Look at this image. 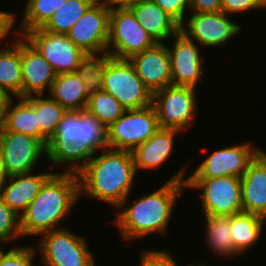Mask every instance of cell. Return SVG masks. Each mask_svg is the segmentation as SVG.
<instances>
[{
    "label": "cell",
    "instance_id": "cell-29",
    "mask_svg": "<svg viewBox=\"0 0 266 266\" xmlns=\"http://www.w3.org/2000/svg\"><path fill=\"white\" fill-rule=\"evenodd\" d=\"M65 1L67 0H26L24 14L17 24L19 27L12 24V32L23 36L28 31L41 28Z\"/></svg>",
    "mask_w": 266,
    "mask_h": 266
},
{
    "label": "cell",
    "instance_id": "cell-4",
    "mask_svg": "<svg viewBox=\"0 0 266 266\" xmlns=\"http://www.w3.org/2000/svg\"><path fill=\"white\" fill-rule=\"evenodd\" d=\"M38 238L35 248L44 266H97L89 240L68 227L45 232Z\"/></svg>",
    "mask_w": 266,
    "mask_h": 266
},
{
    "label": "cell",
    "instance_id": "cell-35",
    "mask_svg": "<svg viewBox=\"0 0 266 266\" xmlns=\"http://www.w3.org/2000/svg\"><path fill=\"white\" fill-rule=\"evenodd\" d=\"M9 250H4L0 256V266H34L38 253L32 244L17 246L12 244Z\"/></svg>",
    "mask_w": 266,
    "mask_h": 266
},
{
    "label": "cell",
    "instance_id": "cell-24",
    "mask_svg": "<svg viewBox=\"0 0 266 266\" xmlns=\"http://www.w3.org/2000/svg\"><path fill=\"white\" fill-rule=\"evenodd\" d=\"M11 35L0 43V89L10 97L22 98L21 35Z\"/></svg>",
    "mask_w": 266,
    "mask_h": 266
},
{
    "label": "cell",
    "instance_id": "cell-14",
    "mask_svg": "<svg viewBox=\"0 0 266 266\" xmlns=\"http://www.w3.org/2000/svg\"><path fill=\"white\" fill-rule=\"evenodd\" d=\"M23 36L47 60L57 75L75 72L85 54L65 34L36 28Z\"/></svg>",
    "mask_w": 266,
    "mask_h": 266
},
{
    "label": "cell",
    "instance_id": "cell-46",
    "mask_svg": "<svg viewBox=\"0 0 266 266\" xmlns=\"http://www.w3.org/2000/svg\"><path fill=\"white\" fill-rule=\"evenodd\" d=\"M5 244H6V243H3V242L0 241V256H1V254H2V253L4 252V250H5L4 247H2L3 245L5 246Z\"/></svg>",
    "mask_w": 266,
    "mask_h": 266
},
{
    "label": "cell",
    "instance_id": "cell-21",
    "mask_svg": "<svg viewBox=\"0 0 266 266\" xmlns=\"http://www.w3.org/2000/svg\"><path fill=\"white\" fill-rule=\"evenodd\" d=\"M243 212L266 219V150L249 164L241 177Z\"/></svg>",
    "mask_w": 266,
    "mask_h": 266
},
{
    "label": "cell",
    "instance_id": "cell-31",
    "mask_svg": "<svg viewBox=\"0 0 266 266\" xmlns=\"http://www.w3.org/2000/svg\"><path fill=\"white\" fill-rule=\"evenodd\" d=\"M96 0H67L41 27L51 33L67 34Z\"/></svg>",
    "mask_w": 266,
    "mask_h": 266
},
{
    "label": "cell",
    "instance_id": "cell-3",
    "mask_svg": "<svg viewBox=\"0 0 266 266\" xmlns=\"http://www.w3.org/2000/svg\"><path fill=\"white\" fill-rule=\"evenodd\" d=\"M79 200V179L75 168L63 167L62 171L53 172L20 216L22 238H37L45 232L66 227L62 222L70 218Z\"/></svg>",
    "mask_w": 266,
    "mask_h": 266
},
{
    "label": "cell",
    "instance_id": "cell-11",
    "mask_svg": "<svg viewBox=\"0 0 266 266\" xmlns=\"http://www.w3.org/2000/svg\"><path fill=\"white\" fill-rule=\"evenodd\" d=\"M264 148L248 141L213 150L186 178L242 177L249 164ZM190 174V175H189Z\"/></svg>",
    "mask_w": 266,
    "mask_h": 266
},
{
    "label": "cell",
    "instance_id": "cell-42",
    "mask_svg": "<svg viewBox=\"0 0 266 266\" xmlns=\"http://www.w3.org/2000/svg\"><path fill=\"white\" fill-rule=\"evenodd\" d=\"M6 169L4 165L3 148L0 141V183L7 178Z\"/></svg>",
    "mask_w": 266,
    "mask_h": 266
},
{
    "label": "cell",
    "instance_id": "cell-10",
    "mask_svg": "<svg viewBox=\"0 0 266 266\" xmlns=\"http://www.w3.org/2000/svg\"><path fill=\"white\" fill-rule=\"evenodd\" d=\"M188 14L180 25V31L200 44L201 52L202 48L225 46L243 30L240 22H235V18L223 11L189 12Z\"/></svg>",
    "mask_w": 266,
    "mask_h": 266
},
{
    "label": "cell",
    "instance_id": "cell-6",
    "mask_svg": "<svg viewBox=\"0 0 266 266\" xmlns=\"http://www.w3.org/2000/svg\"><path fill=\"white\" fill-rule=\"evenodd\" d=\"M186 189L199 190L202 214L232 216L243 212L241 178H186Z\"/></svg>",
    "mask_w": 266,
    "mask_h": 266
},
{
    "label": "cell",
    "instance_id": "cell-33",
    "mask_svg": "<svg viewBox=\"0 0 266 266\" xmlns=\"http://www.w3.org/2000/svg\"><path fill=\"white\" fill-rule=\"evenodd\" d=\"M125 110L114 96L104 90L90 93L86 107V111L94 115L106 127L115 122Z\"/></svg>",
    "mask_w": 266,
    "mask_h": 266
},
{
    "label": "cell",
    "instance_id": "cell-8",
    "mask_svg": "<svg viewBox=\"0 0 266 266\" xmlns=\"http://www.w3.org/2000/svg\"><path fill=\"white\" fill-rule=\"evenodd\" d=\"M155 43L130 9H110L107 51L112 57L129 59Z\"/></svg>",
    "mask_w": 266,
    "mask_h": 266
},
{
    "label": "cell",
    "instance_id": "cell-22",
    "mask_svg": "<svg viewBox=\"0 0 266 266\" xmlns=\"http://www.w3.org/2000/svg\"><path fill=\"white\" fill-rule=\"evenodd\" d=\"M129 9L156 43L169 42L170 38L180 31V24L152 0Z\"/></svg>",
    "mask_w": 266,
    "mask_h": 266
},
{
    "label": "cell",
    "instance_id": "cell-32",
    "mask_svg": "<svg viewBox=\"0 0 266 266\" xmlns=\"http://www.w3.org/2000/svg\"><path fill=\"white\" fill-rule=\"evenodd\" d=\"M111 58L112 56L107 50L82 56L75 72L89 93L102 90L107 63Z\"/></svg>",
    "mask_w": 266,
    "mask_h": 266
},
{
    "label": "cell",
    "instance_id": "cell-27",
    "mask_svg": "<svg viewBox=\"0 0 266 266\" xmlns=\"http://www.w3.org/2000/svg\"><path fill=\"white\" fill-rule=\"evenodd\" d=\"M48 95L67 111H82L86 110L90 93L77 73L72 72L58 74Z\"/></svg>",
    "mask_w": 266,
    "mask_h": 266
},
{
    "label": "cell",
    "instance_id": "cell-19",
    "mask_svg": "<svg viewBox=\"0 0 266 266\" xmlns=\"http://www.w3.org/2000/svg\"><path fill=\"white\" fill-rule=\"evenodd\" d=\"M8 176L0 183V194L4 202L18 215L21 216L29 204L38 195L45 180L52 171H40Z\"/></svg>",
    "mask_w": 266,
    "mask_h": 266
},
{
    "label": "cell",
    "instance_id": "cell-7",
    "mask_svg": "<svg viewBox=\"0 0 266 266\" xmlns=\"http://www.w3.org/2000/svg\"><path fill=\"white\" fill-rule=\"evenodd\" d=\"M102 90L114 96L126 110L152 105L153 94L142 82L129 59L112 57L108 61Z\"/></svg>",
    "mask_w": 266,
    "mask_h": 266
},
{
    "label": "cell",
    "instance_id": "cell-34",
    "mask_svg": "<svg viewBox=\"0 0 266 266\" xmlns=\"http://www.w3.org/2000/svg\"><path fill=\"white\" fill-rule=\"evenodd\" d=\"M20 216H18L5 202L0 194V241L13 243L21 239Z\"/></svg>",
    "mask_w": 266,
    "mask_h": 266
},
{
    "label": "cell",
    "instance_id": "cell-30",
    "mask_svg": "<svg viewBox=\"0 0 266 266\" xmlns=\"http://www.w3.org/2000/svg\"><path fill=\"white\" fill-rule=\"evenodd\" d=\"M31 107L35 110L40 132L49 140L67 110L48 94L31 96Z\"/></svg>",
    "mask_w": 266,
    "mask_h": 266
},
{
    "label": "cell",
    "instance_id": "cell-18",
    "mask_svg": "<svg viewBox=\"0 0 266 266\" xmlns=\"http://www.w3.org/2000/svg\"><path fill=\"white\" fill-rule=\"evenodd\" d=\"M180 134L185 135L179 130L159 128L151 138L132 150L137 173L141 169L153 172L170 161L171 156L177 152L175 137Z\"/></svg>",
    "mask_w": 266,
    "mask_h": 266
},
{
    "label": "cell",
    "instance_id": "cell-25",
    "mask_svg": "<svg viewBox=\"0 0 266 266\" xmlns=\"http://www.w3.org/2000/svg\"><path fill=\"white\" fill-rule=\"evenodd\" d=\"M3 126L8 131L35 137L45 146L48 144L49 140L39 130L35 110L31 107V96L9 98L3 116Z\"/></svg>",
    "mask_w": 266,
    "mask_h": 266
},
{
    "label": "cell",
    "instance_id": "cell-20",
    "mask_svg": "<svg viewBox=\"0 0 266 266\" xmlns=\"http://www.w3.org/2000/svg\"><path fill=\"white\" fill-rule=\"evenodd\" d=\"M78 142L79 111H67L46 146V160L52 164L49 169L72 168V149Z\"/></svg>",
    "mask_w": 266,
    "mask_h": 266
},
{
    "label": "cell",
    "instance_id": "cell-16",
    "mask_svg": "<svg viewBox=\"0 0 266 266\" xmlns=\"http://www.w3.org/2000/svg\"><path fill=\"white\" fill-rule=\"evenodd\" d=\"M129 61L152 94L172 85L171 60L166 43H155L131 56Z\"/></svg>",
    "mask_w": 266,
    "mask_h": 266
},
{
    "label": "cell",
    "instance_id": "cell-2",
    "mask_svg": "<svg viewBox=\"0 0 266 266\" xmlns=\"http://www.w3.org/2000/svg\"><path fill=\"white\" fill-rule=\"evenodd\" d=\"M99 154L83 159L74 167L79 179L80 198L103 201L115 210L127 196L134 194L132 189L136 186L138 173L133 154L132 151L110 148Z\"/></svg>",
    "mask_w": 266,
    "mask_h": 266
},
{
    "label": "cell",
    "instance_id": "cell-1",
    "mask_svg": "<svg viewBox=\"0 0 266 266\" xmlns=\"http://www.w3.org/2000/svg\"><path fill=\"white\" fill-rule=\"evenodd\" d=\"M187 168L184 164L159 189L137 196L135 200L132 199L133 203L128 201L131 200V195L125 198L115 209V217L111 222L119 229L120 239L131 242L151 234L165 236L169 233L170 221L178 204L177 199H180L184 189L186 190Z\"/></svg>",
    "mask_w": 266,
    "mask_h": 266
},
{
    "label": "cell",
    "instance_id": "cell-37",
    "mask_svg": "<svg viewBox=\"0 0 266 266\" xmlns=\"http://www.w3.org/2000/svg\"><path fill=\"white\" fill-rule=\"evenodd\" d=\"M262 8L266 11V0H222L221 4V11L232 17Z\"/></svg>",
    "mask_w": 266,
    "mask_h": 266
},
{
    "label": "cell",
    "instance_id": "cell-17",
    "mask_svg": "<svg viewBox=\"0 0 266 266\" xmlns=\"http://www.w3.org/2000/svg\"><path fill=\"white\" fill-rule=\"evenodd\" d=\"M22 98L49 93L57 74L39 51L21 35Z\"/></svg>",
    "mask_w": 266,
    "mask_h": 266
},
{
    "label": "cell",
    "instance_id": "cell-36",
    "mask_svg": "<svg viewBox=\"0 0 266 266\" xmlns=\"http://www.w3.org/2000/svg\"><path fill=\"white\" fill-rule=\"evenodd\" d=\"M168 249L144 248L140 250L139 265L138 266H180L177 259H175Z\"/></svg>",
    "mask_w": 266,
    "mask_h": 266
},
{
    "label": "cell",
    "instance_id": "cell-39",
    "mask_svg": "<svg viewBox=\"0 0 266 266\" xmlns=\"http://www.w3.org/2000/svg\"><path fill=\"white\" fill-rule=\"evenodd\" d=\"M222 0H189V12H220Z\"/></svg>",
    "mask_w": 266,
    "mask_h": 266
},
{
    "label": "cell",
    "instance_id": "cell-5",
    "mask_svg": "<svg viewBox=\"0 0 266 266\" xmlns=\"http://www.w3.org/2000/svg\"><path fill=\"white\" fill-rule=\"evenodd\" d=\"M198 89L170 85L153 93L154 106L160 128L186 132L194 127L199 109ZM195 120V121H193Z\"/></svg>",
    "mask_w": 266,
    "mask_h": 266
},
{
    "label": "cell",
    "instance_id": "cell-12",
    "mask_svg": "<svg viewBox=\"0 0 266 266\" xmlns=\"http://www.w3.org/2000/svg\"><path fill=\"white\" fill-rule=\"evenodd\" d=\"M170 39L172 44L168 43L166 46L171 60L172 85L197 89L205 77L206 69L203 68L205 56L200 54V45L189 39L182 31Z\"/></svg>",
    "mask_w": 266,
    "mask_h": 266
},
{
    "label": "cell",
    "instance_id": "cell-44",
    "mask_svg": "<svg viewBox=\"0 0 266 266\" xmlns=\"http://www.w3.org/2000/svg\"><path fill=\"white\" fill-rule=\"evenodd\" d=\"M4 113H5V109H0V131H1V128L3 127V116H4Z\"/></svg>",
    "mask_w": 266,
    "mask_h": 266
},
{
    "label": "cell",
    "instance_id": "cell-23",
    "mask_svg": "<svg viewBox=\"0 0 266 266\" xmlns=\"http://www.w3.org/2000/svg\"><path fill=\"white\" fill-rule=\"evenodd\" d=\"M108 148L107 127L86 110L79 111V142L72 149V168Z\"/></svg>",
    "mask_w": 266,
    "mask_h": 266
},
{
    "label": "cell",
    "instance_id": "cell-15",
    "mask_svg": "<svg viewBox=\"0 0 266 266\" xmlns=\"http://www.w3.org/2000/svg\"><path fill=\"white\" fill-rule=\"evenodd\" d=\"M110 8L94 2L66 34L85 54L107 50Z\"/></svg>",
    "mask_w": 266,
    "mask_h": 266
},
{
    "label": "cell",
    "instance_id": "cell-38",
    "mask_svg": "<svg viewBox=\"0 0 266 266\" xmlns=\"http://www.w3.org/2000/svg\"><path fill=\"white\" fill-rule=\"evenodd\" d=\"M180 25L185 21L189 11V0H152Z\"/></svg>",
    "mask_w": 266,
    "mask_h": 266
},
{
    "label": "cell",
    "instance_id": "cell-41",
    "mask_svg": "<svg viewBox=\"0 0 266 266\" xmlns=\"http://www.w3.org/2000/svg\"><path fill=\"white\" fill-rule=\"evenodd\" d=\"M149 0H96V2L101 3L102 5L108 8H126L129 9L137 4L146 2Z\"/></svg>",
    "mask_w": 266,
    "mask_h": 266
},
{
    "label": "cell",
    "instance_id": "cell-40",
    "mask_svg": "<svg viewBox=\"0 0 266 266\" xmlns=\"http://www.w3.org/2000/svg\"><path fill=\"white\" fill-rule=\"evenodd\" d=\"M17 12H0V42L7 40L12 33V24H17Z\"/></svg>",
    "mask_w": 266,
    "mask_h": 266
},
{
    "label": "cell",
    "instance_id": "cell-28",
    "mask_svg": "<svg viewBox=\"0 0 266 266\" xmlns=\"http://www.w3.org/2000/svg\"><path fill=\"white\" fill-rule=\"evenodd\" d=\"M265 226L266 219L259 215L246 212L232 215L230 228L235 251L240 256L249 253L262 239Z\"/></svg>",
    "mask_w": 266,
    "mask_h": 266
},
{
    "label": "cell",
    "instance_id": "cell-45",
    "mask_svg": "<svg viewBox=\"0 0 266 266\" xmlns=\"http://www.w3.org/2000/svg\"><path fill=\"white\" fill-rule=\"evenodd\" d=\"M187 266H210V265L204 263V261H203V262H199V263L196 262V264L190 263V264H187Z\"/></svg>",
    "mask_w": 266,
    "mask_h": 266
},
{
    "label": "cell",
    "instance_id": "cell-9",
    "mask_svg": "<svg viewBox=\"0 0 266 266\" xmlns=\"http://www.w3.org/2000/svg\"><path fill=\"white\" fill-rule=\"evenodd\" d=\"M160 128L153 105L125 112L107 127L108 148L132 151Z\"/></svg>",
    "mask_w": 266,
    "mask_h": 266
},
{
    "label": "cell",
    "instance_id": "cell-13",
    "mask_svg": "<svg viewBox=\"0 0 266 266\" xmlns=\"http://www.w3.org/2000/svg\"><path fill=\"white\" fill-rule=\"evenodd\" d=\"M0 141L7 176L37 171L41 158L46 159V146L35 137L8 131L3 126Z\"/></svg>",
    "mask_w": 266,
    "mask_h": 266
},
{
    "label": "cell",
    "instance_id": "cell-43",
    "mask_svg": "<svg viewBox=\"0 0 266 266\" xmlns=\"http://www.w3.org/2000/svg\"><path fill=\"white\" fill-rule=\"evenodd\" d=\"M9 98L10 96H8L2 89H0V109L6 108V104Z\"/></svg>",
    "mask_w": 266,
    "mask_h": 266
},
{
    "label": "cell",
    "instance_id": "cell-26",
    "mask_svg": "<svg viewBox=\"0 0 266 266\" xmlns=\"http://www.w3.org/2000/svg\"><path fill=\"white\" fill-rule=\"evenodd\" d=\"M204 240L208 246L209 252H213L220 260L228 261L229 259H237L240 255L235 251L232 235H231V216L223 215H205ZM211 250V251H210ZM222 258V259H221ZM228 259V260H227Z\"/></svg>",
    "mask_w": 266,
    "mask_h": 266
}]
</instances>
